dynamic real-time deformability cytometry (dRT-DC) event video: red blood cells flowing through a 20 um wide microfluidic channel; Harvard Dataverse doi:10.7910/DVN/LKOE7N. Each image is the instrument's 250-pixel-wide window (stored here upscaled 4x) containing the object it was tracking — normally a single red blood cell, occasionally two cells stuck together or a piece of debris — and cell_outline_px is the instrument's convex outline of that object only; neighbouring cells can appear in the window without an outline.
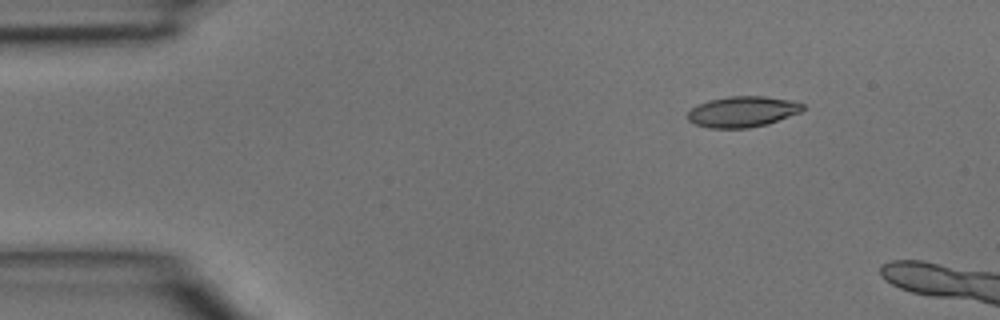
{"species": "common noctule bat (a hibernating species)", "species_latin": "Nyctalus noctula", "temperature_condition": "room temperature", "stored_images_in_passage": 3, "camera_frame_rate_fps": 3000, "um_per_image_px": 0.085, "animal": {"sex": "male", "body_mass_g": 15.6}, "frame": {"image": 1, "passage_image": 1, "time_ms": 0.0, "image_size_px": [1000, 320], "cell_outline_px": [[804, 108], [800, 112], [768, 124], [748, 128], [708, 128], [696, 124], [688, 120], [688, 112], [696, 104], [708, 100], [728, 96], [764, 96], [788, 100], [804, 104]], "centroid_in_image_um": [63.08, 9.49], "position_along_channel_um": 21.9, "area_um2": 20.63}}